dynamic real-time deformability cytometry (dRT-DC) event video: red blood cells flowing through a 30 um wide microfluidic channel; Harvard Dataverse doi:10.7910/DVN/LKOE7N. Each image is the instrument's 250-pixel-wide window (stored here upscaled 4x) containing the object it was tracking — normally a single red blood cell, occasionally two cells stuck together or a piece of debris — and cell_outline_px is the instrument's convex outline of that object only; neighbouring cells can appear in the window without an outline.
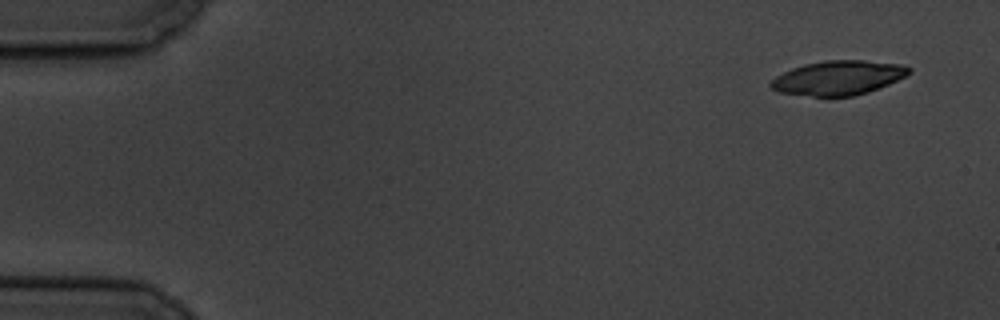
{"species": "common noctule bat (a hibernating species)", "species_latin": "Nyctalus noctula", "temperature_condition": "cold", "stored_images_in_passage": 4, "camera_frame_rate_fps": 3000, "um_per_image_px": 0.085, "animal": {"sex": "male", "body_mass_g": 19.5, "forearm_length_mm": 54.6}, "frame": {"image": 1, "passage_image": 1, "time_ms": 0.0, "image_size_px": [1000, 320], "cell_outline_px": [[912, 72], [888, 84], [868, 92], [852, 96], [812, 96], [776, 92], [768, 84], [776, 76], [792, 68], [804, 64], [824, 60], [864, 60], [904, 64], [912, 68]], "centroid_in_image_um": [71.25, 6.6], "position_along_channel_um": 13.7, "area_um2": 27.69}}